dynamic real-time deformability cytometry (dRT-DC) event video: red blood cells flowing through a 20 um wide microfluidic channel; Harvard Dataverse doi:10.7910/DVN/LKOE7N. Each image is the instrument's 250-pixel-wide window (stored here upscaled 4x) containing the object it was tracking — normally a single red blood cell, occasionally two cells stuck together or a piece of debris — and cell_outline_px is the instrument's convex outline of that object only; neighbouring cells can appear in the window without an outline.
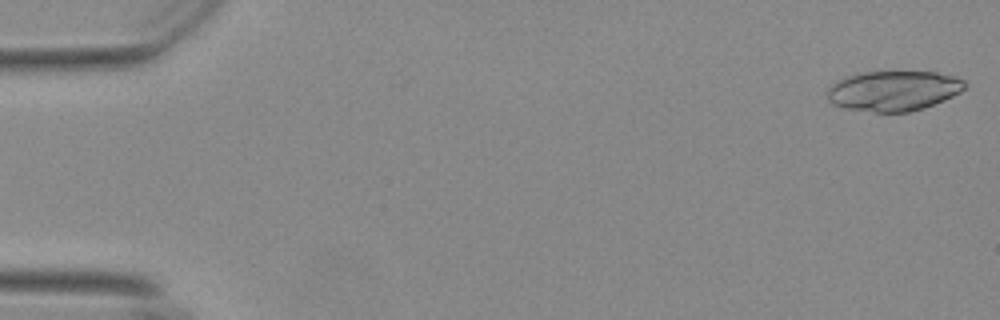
{"species": "Egyptian fruit bat (a non-hibernating species)", "species_latin": "Rousettus aegyptiacus", "temperature_condition": "warm", "stored_images_in_passage": 5, "camera_frame_rate_fps": 3000, "um_per_image_px": 0.085, "animal": {"sex": "female"}, "frame": {"image": 1, "passage_image": 1, "time_ms": 0.0, "image_size_px": [1000, 320], "cell_outline_px": [[968, 84], [960, 92], [944, 100], [924, 108], [908, 112], [876, 112], [844, 108], [832, 104], [828, 100], [828, 88], [836, 80], [860, 72], [936, 72], [956, 76], [964, 80]], "centroid_in_image_um": [75.95, 7.71], "position_along_channel_um": 9.0, "area_um2": 32.25}}